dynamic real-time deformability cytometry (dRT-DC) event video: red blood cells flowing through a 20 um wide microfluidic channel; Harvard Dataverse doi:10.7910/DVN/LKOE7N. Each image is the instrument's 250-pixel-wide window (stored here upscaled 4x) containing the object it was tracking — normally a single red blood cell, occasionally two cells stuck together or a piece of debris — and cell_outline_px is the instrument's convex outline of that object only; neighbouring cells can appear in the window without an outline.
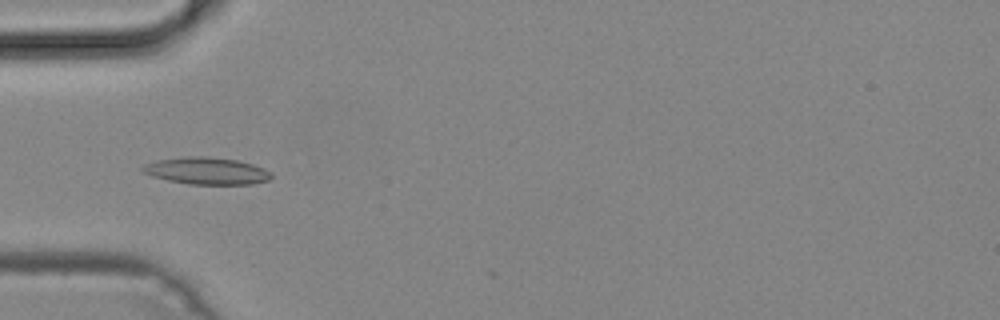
{"species": "common noctule bat (a hibernating species)", "species_latin": "Nyctalus noctula", "temperature_condition": "cold", "stored_images_in_passage": 51, "camera_frame_rate_fps": 3000, "um_per_image_px": 0.085, "animal": {"sex": "male", "body_mass_g": 19.2, "forearm_length_mm": 51.8}, "frame": {"image": 1, "passage_image": 17, "time_ms": 5.333, "image_size_px": [1000, 320], "cell_outline_px": [[272, 176], [268, 180], [252, 184], [188, 184], [168, 180], [152, 176], [144, 172], [140, 168], [144, 164], [156, 160], [184, 156], [208, 156], [236, 160], [252, 164], [264, 168], [272, 172]], "centroid_in_image_um": [17.55, 14.51], "position_along_channel_um": 67.4, "area_um2": 20.35}}
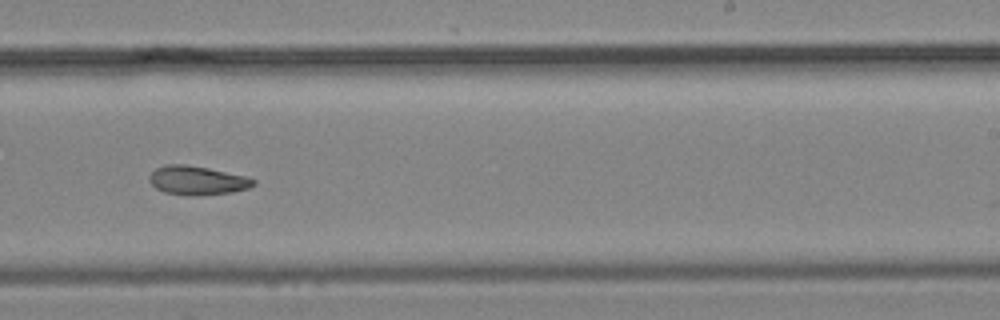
{"frame": {"image": 2, "passage_image": 32, "time_ms": 10.333, "image_size_px": [1000, 320], "cell_outline_px": [[256, 184], [248, 188], [232, 192], [164, 192], [156, 188], [148, 180], [148, 176], [156, 168], [164, 164], [184, 164], [208, 168], [244, 176], [256, 180]], "centroid_in_image_um": [16.74, 15.27], "position_along_channel_um": 272.3, "area_um2": 16.47}}
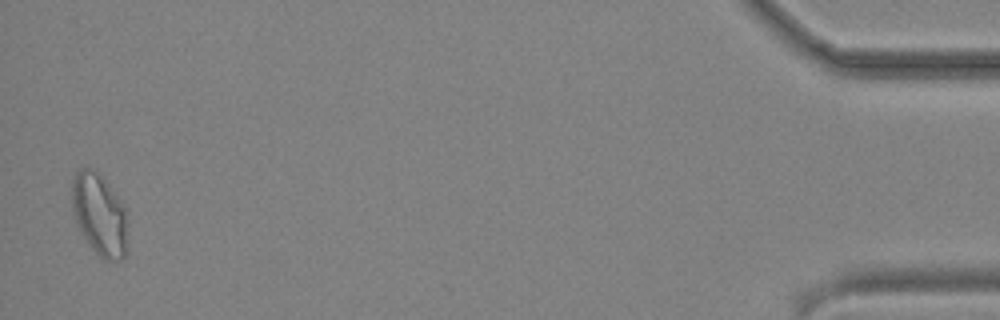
{"frame": {"image": 3, "passage_image": 50, "time_ms": 16.333, "image_size_px": [1000, 320], "cell_outline_px": [[128, 252], [120, 260], [108, 260], [100, 256], [92, 248], [76, 224], [72, 208], [72, 180], [76, 172], [80, 168], [92, 168], [100, 172], [120, 200], [124, 208]], "centroid_in_image_um": [8.44, 18.21], "position_along_channel_um": 426.8, "area_um2": 26.53}}